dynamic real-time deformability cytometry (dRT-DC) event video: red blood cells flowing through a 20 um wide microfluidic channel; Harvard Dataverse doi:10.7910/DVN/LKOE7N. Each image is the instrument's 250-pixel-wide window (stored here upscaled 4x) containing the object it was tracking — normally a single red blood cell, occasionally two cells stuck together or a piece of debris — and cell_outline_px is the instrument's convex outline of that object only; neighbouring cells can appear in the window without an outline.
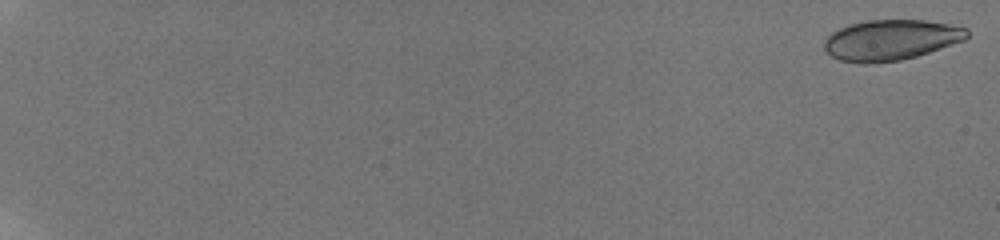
{"species": "human", "species_latin": "Homo sapiens", "temperature_condition": "room temperature", "stored_images_in_passage": 58, "camera_frame_rate_fps": 3000, "um_per_image_px": 0.085, "donor": {"sex": "male"}, "frame": {"image": 1, "passage_image": 1, "time_ms": 0.0, "image_size_px": [1000, 240], "cell_outline_px": [[968, 36], [964, 40], [916, 56], [900, 60], [868, 64], [864, 64], [840, 60], [832, 56], [824, 48], [824, 40], [832, 32], [840, 28], [852, 24], [868, 20], [924, 20], [948, 24], [968, 28]], "centroid_in_image_um": [75.71, 3.4], "position_along_channel_um": 9.3, "area_um2": 33.47}}
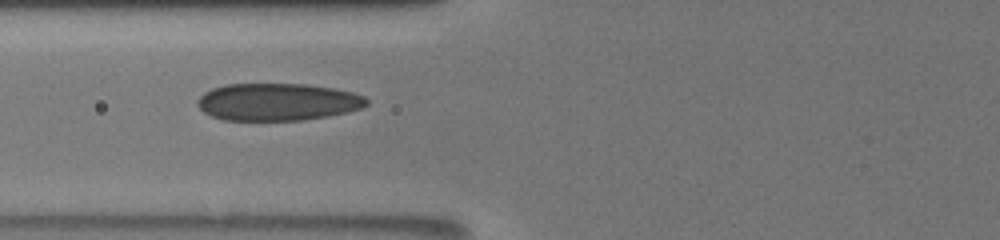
{"frame": {"image": 2, "passage_image": 28, "time_ms": 9.0, "image_size_px": [1000, 240], "cell_outline_px": [[368, 104], [360, 108], [348, 112], [328, 116], [304, 120], [224, 120], [212, 116], [204, 112], [196, 104], [196, 100], [204, 92], [212, 88], [224, 84], [304, 84], [332, 88], [352, 92], [364, 96], [368, 100]], "centroid_in_image_um": [23.57, 8.66], "position_along_channel_um": 102.2, "area_um2": 36.88}}
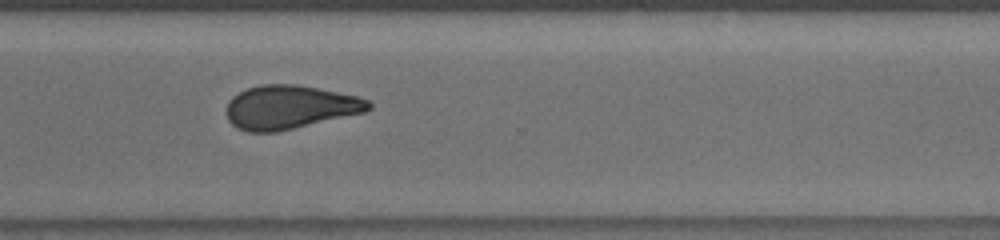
{"frame": {"image": 3, "passage_image": 47, "time_ms": 15.333, "image_size_px": [1000, 240], "cell_outline_px": [[372, 108], [364, 112], [276, 132], [248, 132], [236, 128], [228, 120], [228, 100], [232, 96], [248, 88], [260, 84], [296, 84], [356, 96], [368, 100], [372, 104]], "centroid_in_image_um": [24.61, 9.11], "position_along_channel_um": 346.0, "area_um2": 35.84}, "authors_computed_cell_mechanics": {"area_um2": 35.547, "velocity_mm_per_s": 3.8468, "shape_relaxation_time_tau1_ms": 9.7337, "shape_relaxation_time_tau2_ms": 2.1179, "deformation_change_tau1": 0.1777, "deformation_change_tau2": 0.0729}}